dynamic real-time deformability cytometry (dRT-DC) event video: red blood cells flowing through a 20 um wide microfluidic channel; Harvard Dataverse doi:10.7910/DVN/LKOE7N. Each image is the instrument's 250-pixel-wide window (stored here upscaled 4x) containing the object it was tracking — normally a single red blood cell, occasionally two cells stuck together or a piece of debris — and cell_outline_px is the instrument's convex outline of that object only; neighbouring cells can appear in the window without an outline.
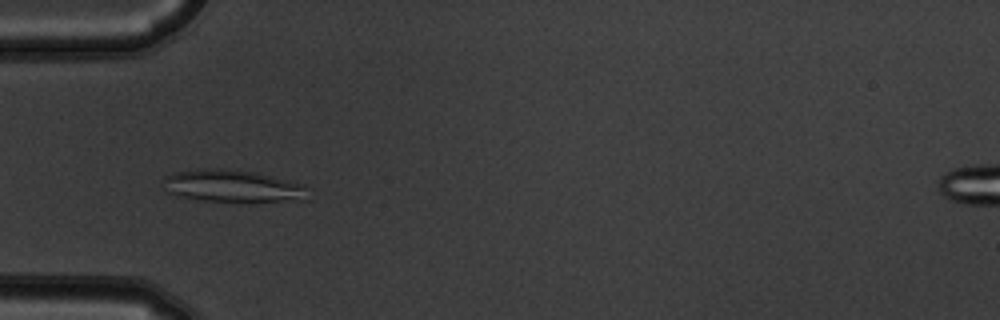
{"species": "common noctule bat (a hibernating species)", "species_latin": "Nyctalus noctula", "temperature_condition": "warm", "stored_images_in_passage": 10, "camera_frame_rate_fps": 3000, "um_per_image_px": 0.085, "animal": {"sex": "male", "body_mass_g": 19.5, "forearm_length_mm": 54.6}, "frame": {"image": 1, "passage_image": 5, "time_ms": 1.333, "image_size_px": [1000, 320], "cell_outline_px": [[312, 188], [308, 200], [248, 204], [204, 200], [180, 196], [164, 192], [164, 180], [168, 176], [176, 172], [196, 168], [224, 168], [252, 172], [304, 184]], "centroid_in_image_um": [19.9, 15.86], "position_along_channel_um": 65.1, "area_um2": 28.38}}
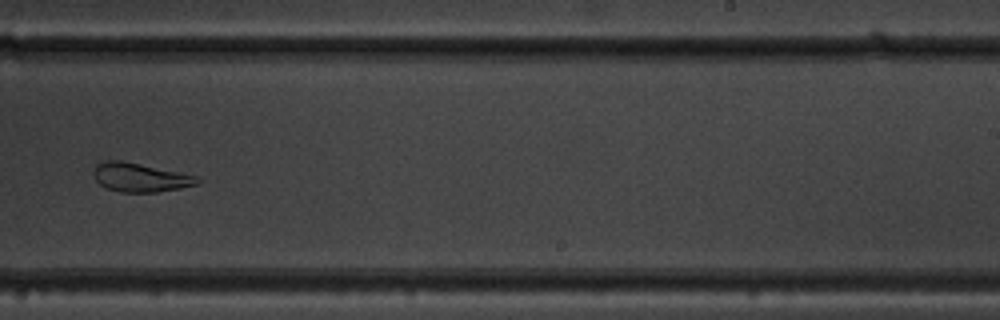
{"frame": {"image": 2, "passage_image": 10, "time_ms": 3.0, "image_size_px": [1000, 320], "cell_outline_px": [[204, 180], [200, 184], [180, 188], [156, 192], [120, 192], [108, 188], [100, 184], [96, 180], [92, 172], [96, 164], [108, 160], [120, 160], [200, 176]], "centroid_in_image_um": [11.98, 15.08], "position_along_channel_um": 277.0, "area_um2": 17.57}}